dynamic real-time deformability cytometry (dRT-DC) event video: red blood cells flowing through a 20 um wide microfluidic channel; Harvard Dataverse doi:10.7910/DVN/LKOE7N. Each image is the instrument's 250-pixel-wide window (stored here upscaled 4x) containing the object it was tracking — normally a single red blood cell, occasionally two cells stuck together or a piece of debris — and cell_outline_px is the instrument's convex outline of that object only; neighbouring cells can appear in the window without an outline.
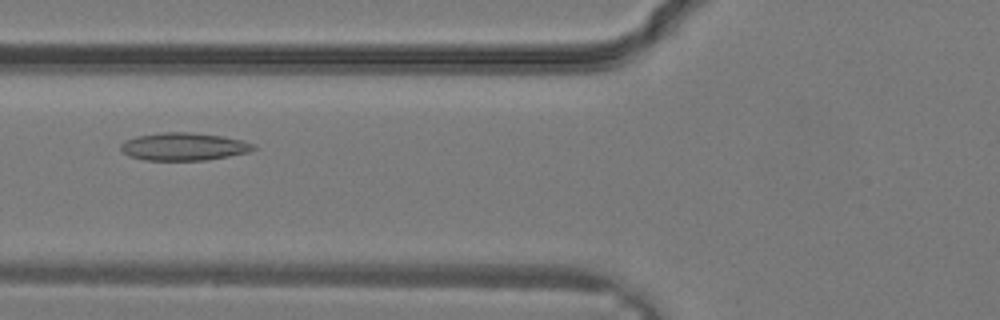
{"species": "common noctule bat (a hibernating species)", "species_latin": "Nyctalus noctula", "temperature_condition": "warm", "stored_images_in_passage": 34, "camera_frame_rate_fps": 3000, "um_per_image_px": 0.085, "animal": {"sex": "male", "body_mass_g": 19.2, "forearm_length_mm": 51.8}, "frame": {"image": 1, "passage_image": 14, "time_ms": 4.333, "image_size_px": [1000, 320], "cell_outline_px": [[256, 148], [248, 152], [228, 156], [204, 160], [144, 160], [128, 156], [120, 148], [120, 144], [124, 140], [136, 136], [160, 132], [192, 132], [224, 136], [256, 144]], "centroid_in_image_um": [15.59, 12.45], "position_along_channel_um": 110.2, "area_um2": 21.56}}
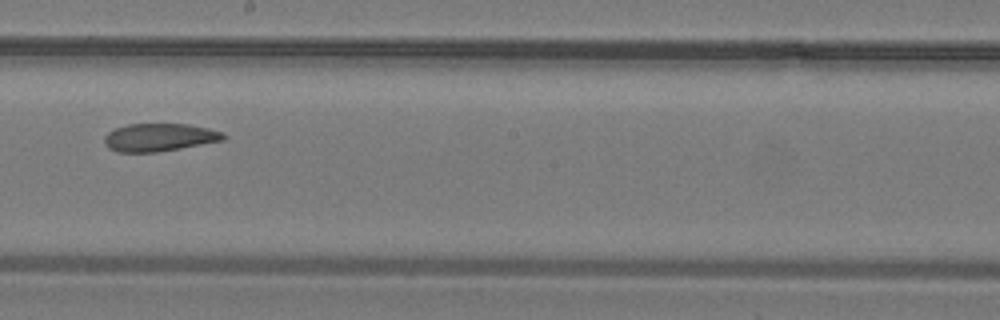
{"frame": {"image": 2, "passage_image": 20, "time_ms": 6.333, "image_size_px": [1000, 320], "cell_outline_px": [[228, 136], [224, 140], [180, 148], [156, 152], [116, 152], [108, 148], [104, 144], [104, 136], [108, 132], [116, 128], [128, 124], [188, 124], [208, 128], [224, 132]], "centroid_in_image_um": [13.55, 11.67], "position_along_channel_um": 234.7, "area_um2": 19.42}}
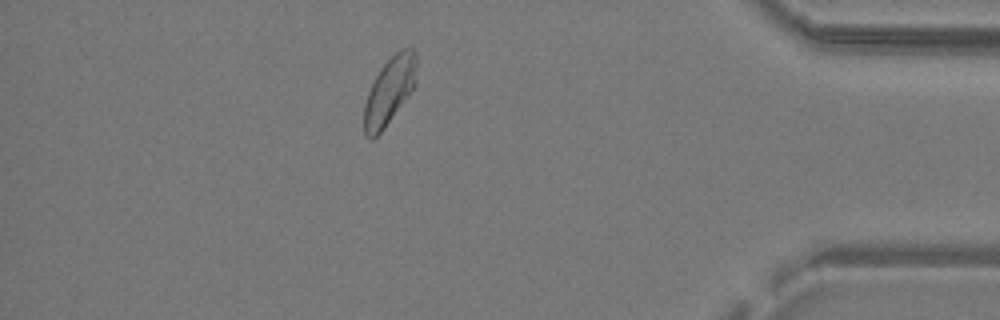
{"frame": {"image": 3, "passage_image": 30, "time_ms": 9.667, "image_size_px": [1000, 320], "cell_outline_px": [[416, 84], [384, 128], [372, 140], [364, 136], [364, 104], [368, 92], [380, 68], [396, 52], [412, 44], [416, 52]], "centroid_in_image_um": [33.11, 7.69], "position_along_channel_um": 402.1, "area_um2": 20.46}}